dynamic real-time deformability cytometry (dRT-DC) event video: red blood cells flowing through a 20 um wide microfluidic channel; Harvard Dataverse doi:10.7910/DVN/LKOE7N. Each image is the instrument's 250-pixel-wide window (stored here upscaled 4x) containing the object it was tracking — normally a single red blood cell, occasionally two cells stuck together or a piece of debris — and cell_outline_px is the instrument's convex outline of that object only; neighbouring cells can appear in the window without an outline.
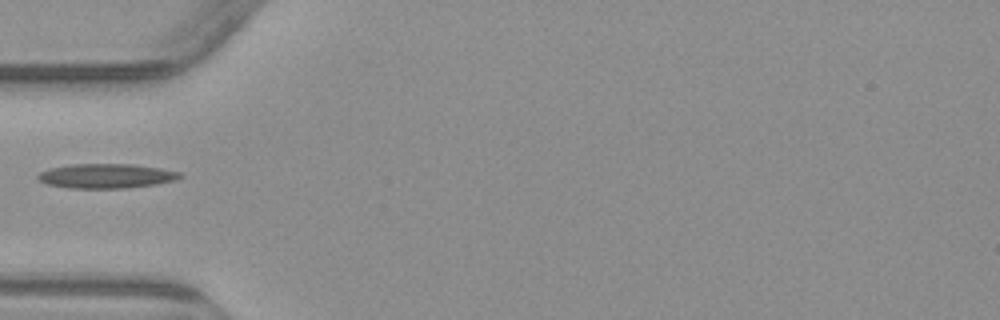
{"species": "common noctule bat (a hibernating species)", "species_latin": "Nyctalus noctula", "temperature_condition": "warm", "stored_images_in_passage": 1, "camera_frame_rate_fps": 3000, "um_per_image_px": 0.085, "animal": {"sex": "male", "body_mass_g": 23.1, "forearm_length_mm": 52.7}, "frame": {"image": 1, "passage_image": 1, "time_ms": 0.0, "image_size_px": [1000, 320], "cell_outline_px": [[184, 176], [176, 180], [156, 184], [128, 188], [68, 188], [48, 184], [40, 180], [36, 176], [40, 172], [48, 168], [72, 164], [132, 164], [160, 168], [180, 172]], "centroid_in_image_um": [9.05, 14.95], "position_along_channel_um": 76.0, "area_um2": 20.35}}